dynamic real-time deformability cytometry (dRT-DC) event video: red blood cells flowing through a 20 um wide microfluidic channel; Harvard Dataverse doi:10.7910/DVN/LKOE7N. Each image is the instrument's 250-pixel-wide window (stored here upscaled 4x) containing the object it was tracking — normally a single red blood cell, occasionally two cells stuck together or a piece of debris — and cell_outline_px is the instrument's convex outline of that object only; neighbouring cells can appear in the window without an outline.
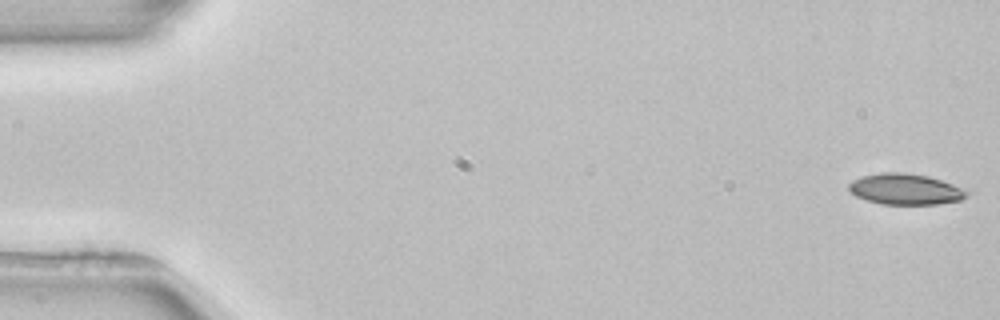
{"species": "common noctule bat (a hibernating species)", "species_latin": "Nyctalus noctula", "temperature_condition": "room temperature", "stored_images_in_passage": 4, "camera_frame_rate_fps": 3000, "um_per_image_px": 0.085, "animal": {"sex": "female", "body_mass_g": 22.7, "forearm_length_mm": 54.2}, "frame": {"image": 1, "passage_image": 1, "time_ms": 0.0, "image_size_px": [1000, 320], "cell_outline_px": [[972, 192], [968, 196], [960, 200], [936, 204], [880, 204], [856, 196], [848, 188], [848, 184], [852, 180], [864, 176], [884, 172], [904, 172], [928, 176], [952, 184]], "centroid_in_image_um": [76.98, 16.08], "position_along_channel_um": 8.0, "area_um2": 21.15}}
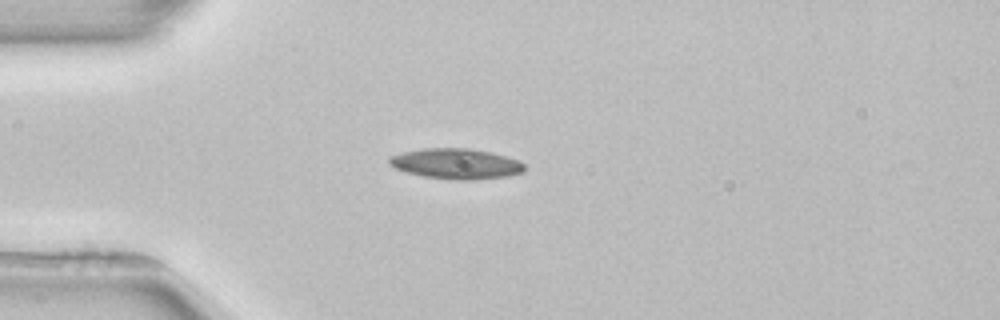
{"frame": {"image": 2, "passage_image": 4, "time_ms": 4.333, "image_size_px": [1000, 320], "cell_outline_px": [[524, 168], [520, 172], [508, 176], [472, 180], [452, 180], [424, 176], [408, 172], [396, 168], [388, 164], [388, 160], [392, 156], [404, 152], [424, 148], [468, 148], [492, 152], [516, 160], [524, 164]], "centroid_in_image_um": [38.75, 13.92], "position_along_channel_um": 46.2, "area_um2": 23.7}}